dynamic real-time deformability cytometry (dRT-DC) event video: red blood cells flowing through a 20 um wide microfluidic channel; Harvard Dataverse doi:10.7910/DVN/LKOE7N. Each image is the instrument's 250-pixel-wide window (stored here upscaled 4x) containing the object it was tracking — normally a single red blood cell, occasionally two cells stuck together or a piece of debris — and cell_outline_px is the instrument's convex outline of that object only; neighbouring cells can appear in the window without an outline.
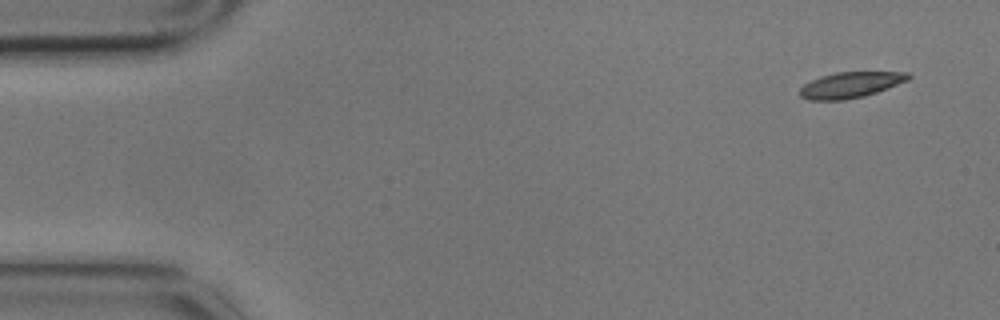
{"species": "common noctule bat (a hibernating species)", "species_latin": "Nyctalus noctula", "temperature_condition": "cold", "stored_images_in_passage": 5, "camera_frame_rate_fps": 3000, "um_per_image_px": 0.085, "animal": {"sex": "male", "body_mass_g": 17.9}, "frame": {"image": 1, "passage_image": 1, "time_ms": 0.0, "image_size_px": [1000, 320], "cell_outline_px": [[912, 76], [908, 80], [876, 92], [864, 96], [844, 100], [808, 100], [800, 96], [800, 88], [804, 84], [820, 76], [836, 72], [908, 72]], "centroid_in_image_um": [72.28, 7.21], "position_along_channel_um": 12.7, "area_um2": 16.24}}
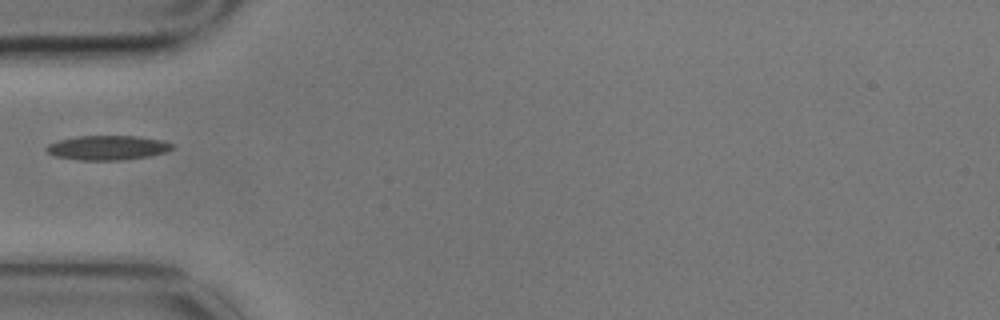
{"frame": {"image": 2, "passage_image": 5, "time_ms": 1.333, "image_size_px": [1000, 320], "cell_outline_px": [[176, 144], [172, 148], [164, 152], [148, 156], [120, 160], [76, 160], [56, 156], [48, 152], [44, 148], [48, 144], [56, 140], [76, 136], [136, 136], [164, 140]], "centroid_in_image_um": [9.12, 12.54], "position_along_channel_um": 75.9, "area_um2": 18.03}}